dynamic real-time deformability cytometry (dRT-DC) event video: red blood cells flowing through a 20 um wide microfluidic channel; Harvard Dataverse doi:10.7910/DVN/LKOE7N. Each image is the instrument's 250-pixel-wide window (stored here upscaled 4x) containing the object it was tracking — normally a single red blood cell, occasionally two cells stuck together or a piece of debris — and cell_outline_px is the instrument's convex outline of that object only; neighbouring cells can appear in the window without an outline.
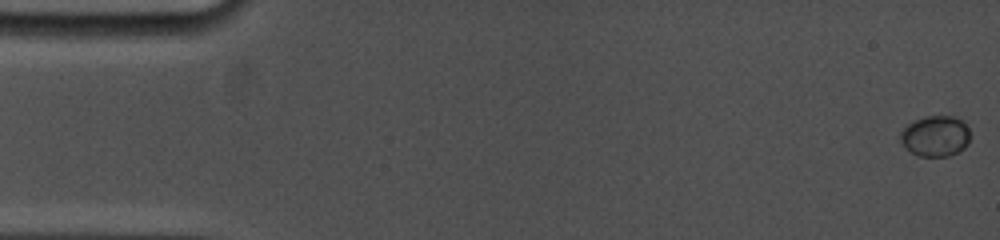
{"species": "common noctule bat (a hibernating species)", "species_latin": "Nyctalus noctula", "temperature_condition": "cold", "stored_images_in_passage": 43, "camera_frame_rate_fps": 5000, "um_per_image_px": 0.085, "animal": {"sex": "female", "body_mass_g": 19.0, "forearm_length_mm": 53.3}, "frame": {"image": 1, "passage_image": 1, "time_ms": 0.0, "image_size_px": [1000, 240], "cell_outline_px": [[968, 144], [964, 148], [948, 156], [916, 156], [904, 148], [900, 140], [900, 132], [904, 124], [912, 120], [924, 116], [952, 116], [960, 120], [968, 128]], "centroid_in_image_um": [79.42, 11.56], "position_along_channel_um": 5.6, "area_um2": 16.76}}
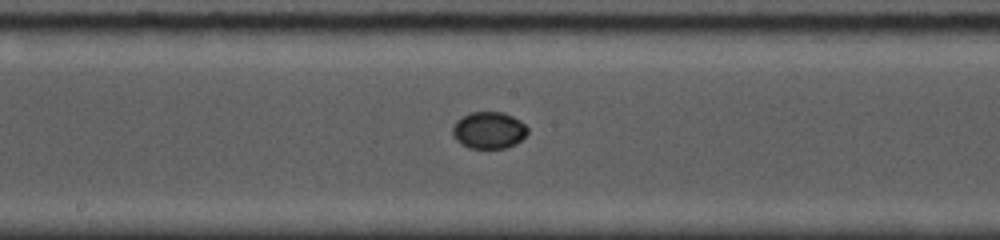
{"frame": {"image": 2, "passage_image": 25, "time_ms": 9.0, "image_size_px": [1000, 240], "cell_outline_px": [[528, 132], [516, 144], [508, 148], [468, 148], [460, 144], [452, 136], [452, 128], [456, 120], [472, 112], [504, 112], [520, 120], [528, 128]], "centroid_in_image_um": [41.54, 11.08], "position_along_channel_um": 206.7, "area_um2": 16.24}}
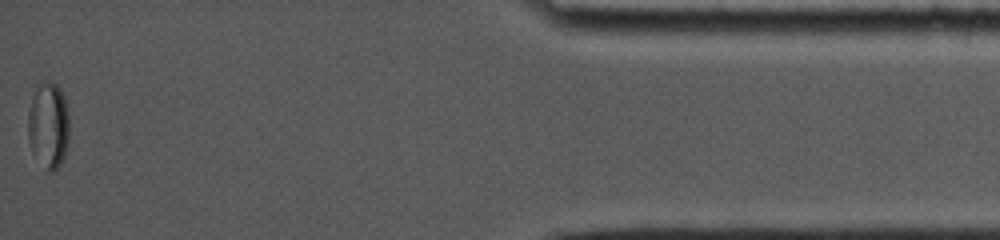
{"frame": {"image": 3, "passage_image": 43, "time_ms": 16.6, "image_size_px": [1000, 240], "cell_outline_px": [[68, 144], [64, 156], [60, 164], [52, 172], [48, 172], [32, 152], [28, 140], [28, 112], [32, 96], [36, 88], [40, 84], [48, 80], [52, 80], [60, 88], [64, 96], [68, 112]], "centroid_in_image_um": [4.11, 10.63], "position_along_channel_um": 431.1, "area_um2": 20.87}, "authors_computed_cell_mechanics": {"area_um2": 16.0106, "velocity_mm_per_s": 3.8148, "shape_relaxation_time_tau1_ms": 7.7659, "shape_relaxation_time_tau2_ms": null, "deformation_change_tau1": 0.1557, "deformation_change_tau2": null}}